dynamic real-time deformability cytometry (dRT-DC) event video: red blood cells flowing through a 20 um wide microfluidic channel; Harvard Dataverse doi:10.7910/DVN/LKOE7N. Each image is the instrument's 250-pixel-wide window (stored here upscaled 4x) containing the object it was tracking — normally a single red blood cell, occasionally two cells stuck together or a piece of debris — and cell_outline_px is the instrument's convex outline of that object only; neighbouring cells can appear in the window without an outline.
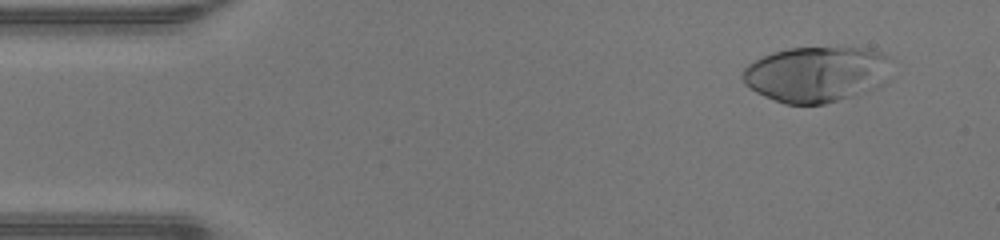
{"species": "human", "species_latin": "Homo sapiens", "temperature_condition": "warm", "stored_images_in_passage": 47, "camera_frame_rate_fps": 3000, "um_per_image_px": 0.085, "donor": {"sex": "male"}, "frame": {"image": 1, "passage_image": 4, "time_ms": 1.0, "image_size_px": [1000, 240], "cell_outline_px": [[884, 84], [868, 92], [824, 104], [784, 104], [764, 96], [756, 92], [744, 84], [744, 68], [748, 64], [772, 52], [788, 48], [872, 48], [884, 52]], "centroid_in_image_um": [69.34, 6.32], "position_along_channel_um": 15.7, "area_um2": 47.69}}
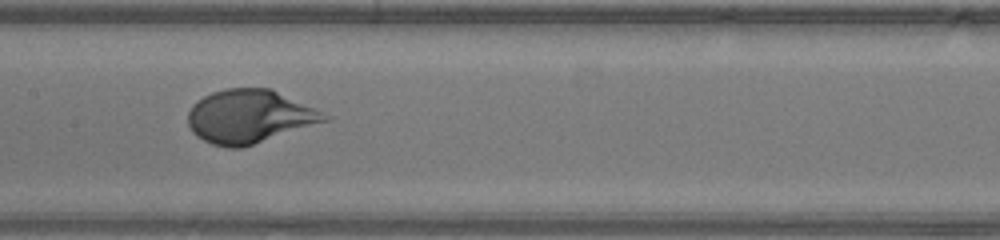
{"frame": {"image": 2, "passage_image": 23, "time_ms": 7.333, "image_size_px": [1000, 240], "cell_outline_px": [[332, 120], [240, 148], [228, 148], [212, 144], [196, 136], [192, 132], [188, 124], [188, 112], [192, 104], [196, 100], [212, 92], [228, 88], [272, 88], [332, 116]], "centroid_in_image_um": [21.23, 9.9], "position_along_channel_um": 186.2, "area_um2": 42.77}}
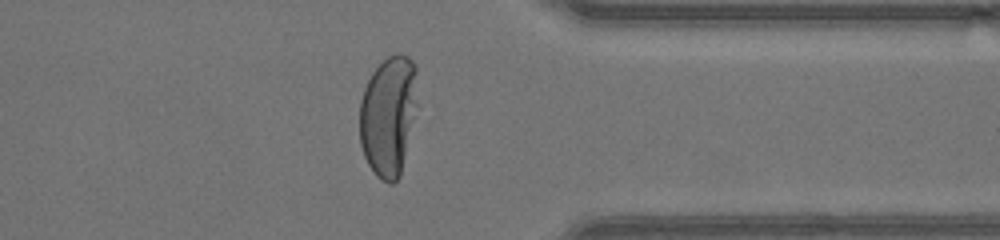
{"frame": {"image": 3, "passage_image": 37, "time_ms": 12.0, "image_size_px": [1000, 240], "cell_outline_px": [[416, 104], [400, 176], [392, 184], [388, 184], [380, 180], [376, 176], [368, 164], [364, 156], [360, 144], [360, 100], [364, 88], [372, 72], [388, 56], [396, 52], [400, 52], [408, 56], [416, 64]], "centroid_in_image_um": [32.99, 9.82], "position_along_channel_um": 378.4, "area_um2": 40.4}, "authors_computed_cell_mechanics": {"area_um2": 43.8702, "velocity_mm_per_s": 4.3112, "shape_relaxation_time_tau1_ms": 3.7417, "shape_relaxation_time_tau2_ms": null, "deformation_change_tau1": 0.2984, "deformation_change_tau2": null}}